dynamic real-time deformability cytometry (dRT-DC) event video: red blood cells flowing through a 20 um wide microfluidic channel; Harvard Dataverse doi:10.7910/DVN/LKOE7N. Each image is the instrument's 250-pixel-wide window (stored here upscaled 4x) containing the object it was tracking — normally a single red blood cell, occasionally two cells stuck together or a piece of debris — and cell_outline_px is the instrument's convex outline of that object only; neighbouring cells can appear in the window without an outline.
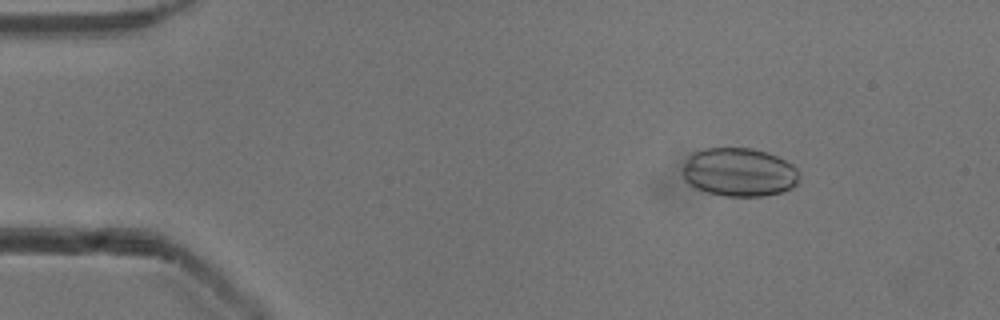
{"species": "common noctule bat (a hibernating species)", "species_latin": "Nyctalus noctula", "temperature_condition": "cold", "stored_images_in_passage": 28, "camera_frame_rate_fps": 3000, "um_per_image_px": 0.085, "animal": {"sex": "male", "body_mass_g": 13.3}, "frame": {"image": 1, "passage_image": 7, "time_ms": 2.0, "image_size_px": [1000, 320], "cell_outline_px": [[800, 176], [796, 184], [792, 188], [780, 192], [764, 196], [724, 196], [708, 192], [696, 188], [688, 184], [684, 180], [684, 164], [692, 152], [704, 148], [752, 148], [768, 152], [792, 164], [800, 172]], "centroid_in_image_um": [62.84, 14.63], "position_along_channel_um": 22.2, "area_um2": 33.12}}
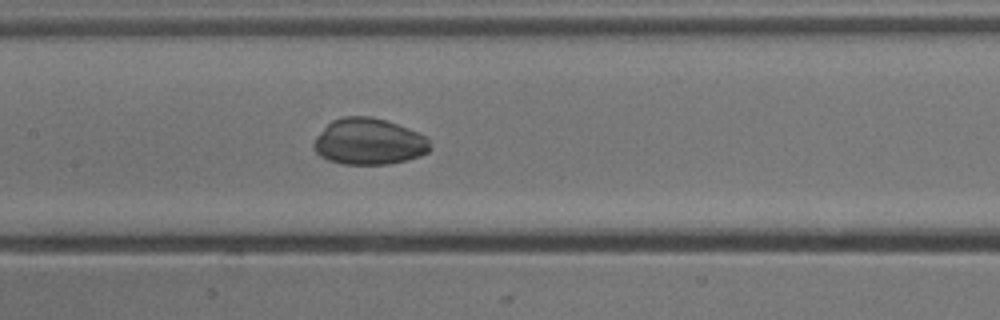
{"frame": {"image": 2, "passage_image": 25, "time_ms": 8.0, "image_size_px": [1000, 320], "cell_outline_px": [[432, 148], [428, 152], [420, 156], [408, 160], [388, 164], [344, 164], [328, 160], [320, 156], [312, 148], [312, 144], [316, 136], [332, 120], [344, 116], [372, 116], [420, 132], [428, 140]], "centroid_in_image_um": [31.35, 12.04], "position_along_channel_um": 176.0, "area_um2": 31.56}}
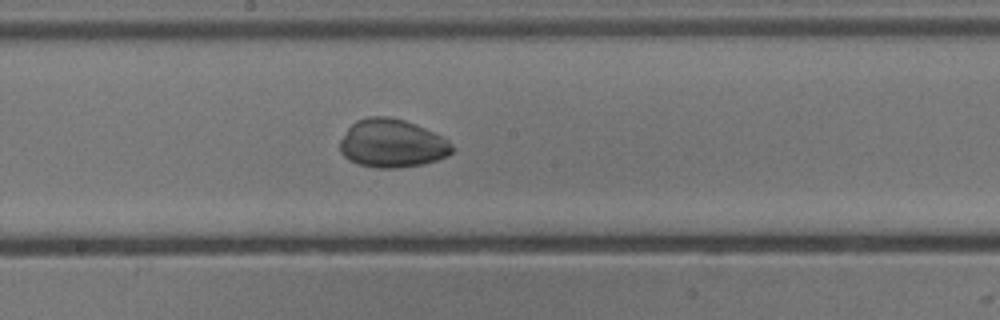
{"frame": {"image": 3, "passage_image": 28, "time_ms": 9.0, "image_size_px": [1000, 320], "cell_outline_px": [[452, 152], [448, 156], [424, 164], [396, 168], [376, 168], [360, 164], [348, 160], [340, 152], [340, 140], [348, 128], [356, 120], [368, 116], [388, 116], [404, 120], [424, 128], [448, 140], [452, 144]], "centroid_in_image_um": [33.3, 12.19], "position_along_channel_um": 214.9, "area_um2": 31.5}}